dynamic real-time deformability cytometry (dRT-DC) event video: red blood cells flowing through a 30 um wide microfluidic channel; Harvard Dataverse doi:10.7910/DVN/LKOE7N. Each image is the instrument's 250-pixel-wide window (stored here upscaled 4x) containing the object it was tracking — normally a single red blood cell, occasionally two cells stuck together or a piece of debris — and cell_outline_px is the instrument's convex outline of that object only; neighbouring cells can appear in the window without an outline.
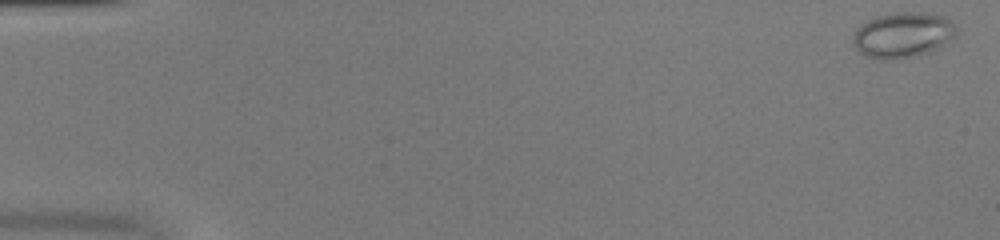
{"species": "common noctule bat (a hibernating species)", "species_latin": "Nyctalus noctula", "temperature_condition": "warm", "stored_images_in_passage": 52, "camera_frame_rate_fps": 3000, "um_per_image_px": 0.085, "animal": {"sex": "female", "body_mass_g": 20.0, "forearm_length_mm": 54.0}, "frame": {"image": 1, "passage_image": 2, "time_ms": 0.333, "image_size_px": [1000, 240], "cell_outline_px": [[956, 36], [932, 52], [888, 60], [884, 60], [864, 56], [852, 44], [852, 36], [868, 20], [876, 16], [892, 12], [920, 12], [944, 16], [956, 24]], "centroid_in_image_um": [76.76, 2.97], "position_along_channel_um": 8.2, "area_um2": 27.4}}
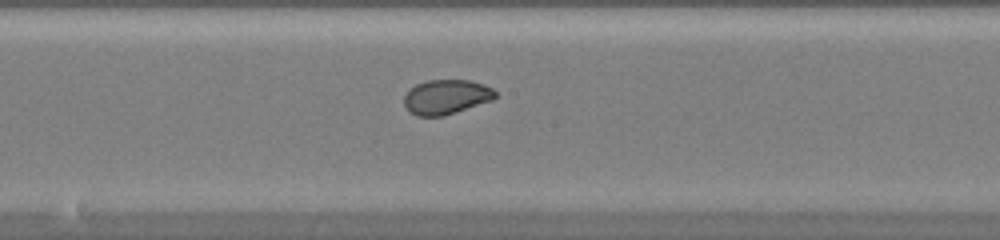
{"frame": {"image": 2, "passage_image": 29, "time_ms": 9.333, "image_size_px": [1000, 240], "cell_outline_px": [[496, 96], [492, 100], [444, 116], [416, 116], [408, 112], [404, 104], [404, 96], [416, 84], [428, 80], [468, 80], [484, 84], [492, 88], [496, 92]], "centroid_in_image_um": [37.92, 8.24], "position_along_channel_um": 210.3, "area_um2": 18.38}}
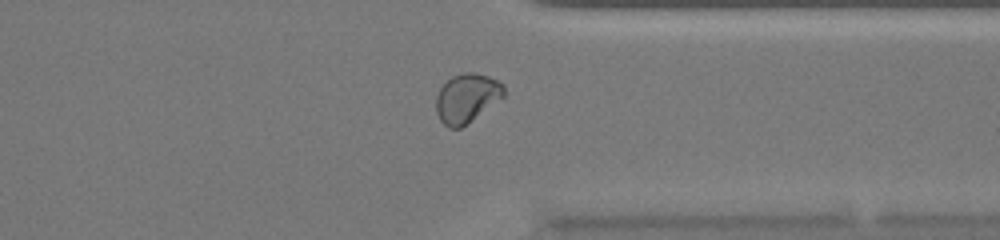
{"frame": {"image": 3, "passage_image": 41, "time_ms": 13.333, "image_size_px": [1000, 240], "cell_outline_px": [[504, 96], [460, 128], [448, 128], [440, 120], [436, 112], [436, 96], [440, 88], [452, 76], [464, 72], [476, 72], [488, 76], [504, 84]], "centroid_in_image_um": [39.66, 8.32], "position_along_channel_um": 371.7, "area_um2": 19.13}, "authors_computed_cell_mechanics": {"area_um2": 21.6172, "velocity_mm_per_s": 4.0619, "shape_relaxation_time_tau1_ms": 6.7804, "shape_relaxation_time_tau2_ms": null, "deformation_change_tau1": 0.1622, "deformation_change_tau2": null}}